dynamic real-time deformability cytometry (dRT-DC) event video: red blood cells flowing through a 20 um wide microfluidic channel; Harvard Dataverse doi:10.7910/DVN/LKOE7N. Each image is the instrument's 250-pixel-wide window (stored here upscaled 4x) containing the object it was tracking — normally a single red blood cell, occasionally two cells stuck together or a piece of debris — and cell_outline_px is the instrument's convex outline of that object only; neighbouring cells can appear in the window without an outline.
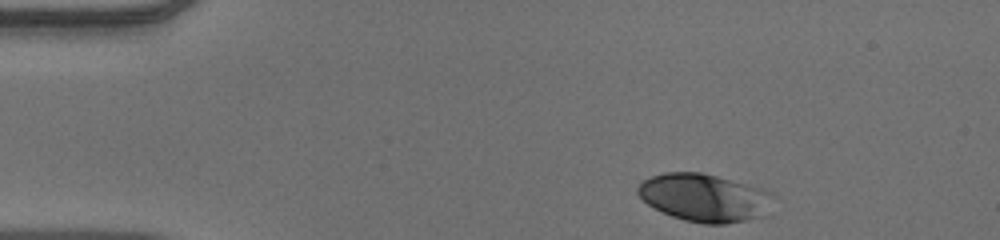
{"species": "human", "species_latin": "Homo sapiens", "temperature_condition": "warm", "stored_images_in_passage": 40, "camera_frame_rate_fps": 3000, "um_per_image_px": 0.085, "donor": {"sex": "male"}, "frame": {"image": 1, "passage_image": 1, "time_ms": 0.0, "image_size_px": [1000, 240], "cell_outline_px": [[776, 196], [756, 216], [744, 220], [724, 224], [704, 224], [684, 220], [672, 216], [648, 204], [636, 192], [636, 188], [644, 180], [652, 176], [664, 172], [700, 172], [716, 176], [760, 188], [772, 192]], "centroid_in_image_um": [59.8, 16.78], "position_along_channel_um": 25.2, "area_um2": 36.88}}
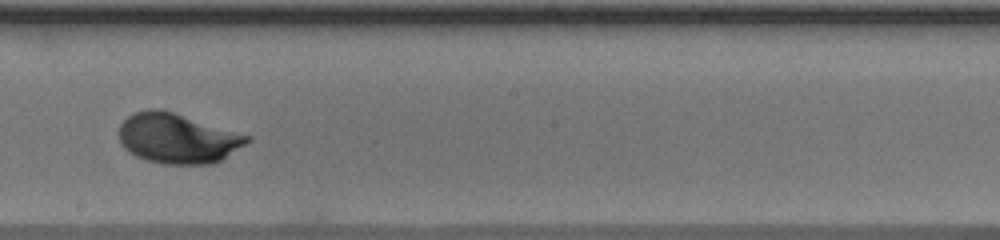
{"frame": {"image": 2, "passage_image": 23, "time_ms": 7.333, "image_size_px": [1000, 240], "cell_outline_px": [[252, 140], [216, 164], [164, 164], [148, 160], [136, 156], [128, 152], [120, 144], [120, 124], [128, 116], [136, 112], [148, 108], [160, 108], [252, 136]], "centroid_in_image_um": [15.11, 11.76], "position_along_channel_um": 233.1, "area_um2": 37.51}}
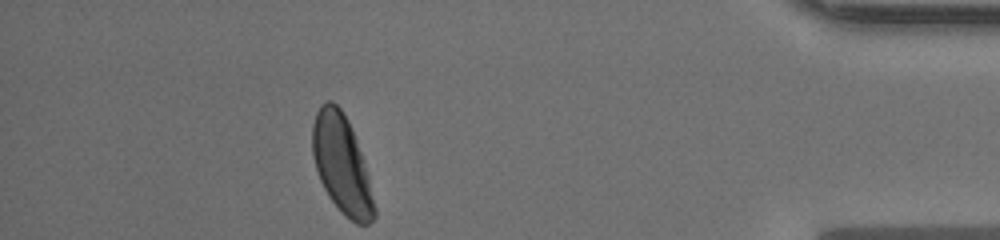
{"frame": {"image": 3, "passage_image": 40, "time_ms": 13.0, "image_size_px": [1000, 240], "cell_outline_px": [[376, 216], [368, 224], [356, 224], [344, 216], [340, 212], [328, 196], [320, 180], [312, 156], [312, 124], [316, 112], [320, 104], [328, 100], [332, 100], [340, 108], [348, 120], [352, 128], [364, 160], [376, 208]], "centroid_in_image_um": [29.04, 13.98], "position_along_channel_um": 406.2, "area_um2": 35.72}, "authors_computed_cell_mechanics": {"area_um2": 36.4718, "velocity_mm_per_s": 3.8861, "shape_relaxation_time_tau1_ms": 2.3008, "shape_relaxation_time_tau2_ms": null, "deformation_change_tau1": 0.1663, "deformation_change_tau2": null}}